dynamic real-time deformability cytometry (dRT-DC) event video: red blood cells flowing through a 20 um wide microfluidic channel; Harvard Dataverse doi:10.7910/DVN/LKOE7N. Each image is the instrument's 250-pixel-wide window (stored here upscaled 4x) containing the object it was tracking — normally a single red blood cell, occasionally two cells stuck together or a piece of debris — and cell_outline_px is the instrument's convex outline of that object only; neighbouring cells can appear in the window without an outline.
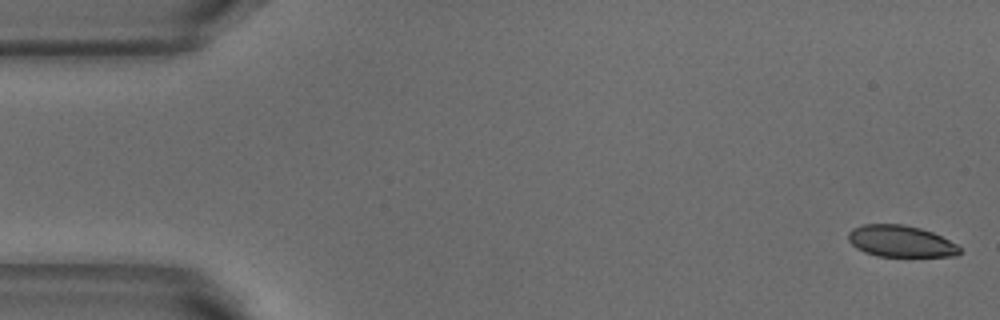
{"species": "common noctule bat (a hibernating species)", "species_latin": "Nyctalus noctula", "temperature_condition": "warm", "stored_images_in_passage": 4, "camera_frame_rate_fps": 3000, "um_per_image_px": 0.085, "animal": {"sex": "male", "body_mass_g": 18.8}, "frame": {"image": 1, "passage_image": 1, "time_ms": 0.0, "image_size_px": [1000, 320], "cell_outline_px": [[960, 252], [956, 256], [876, 256], [864, 252], [856, 248], [848, 240], [848, 232], [852, 228], [864, 224], [904, 224], [920, 228], [932, 232], [956, 244], [960, 248]], "centroid_in_image_um": [76.52, 20.5], "position_along_channel_um": 8.5, "area_um2": 20.46}}
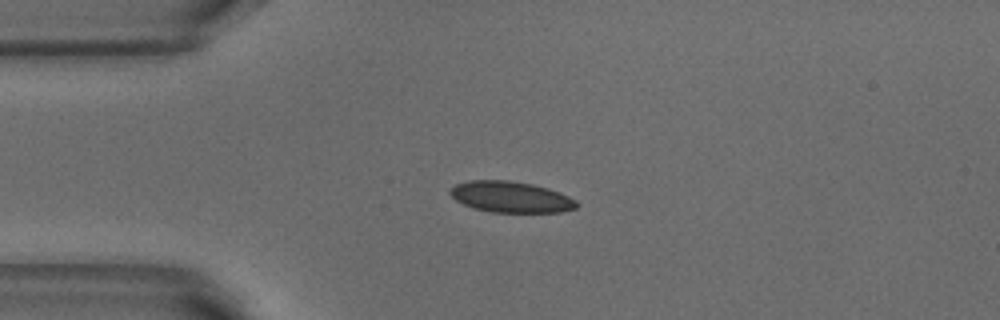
{"frame": {"image": 2, "passage_image": 4, "time_ms": 1.0, "image_size_px": [1000, 320], "cell_outline_px": [[580, 204], [576, 208], [560, 212], [492, 212], [472, 208], [456, 200], [448, 192], [456, 184], [468, 180], [508, 180], [532, 184], [548, 188], [568, 196], [576, 200]], "centroid_in_image_um": [43.42, 16.74], "position_along_channel_um": 41.6, "area_um2": 22.89}}